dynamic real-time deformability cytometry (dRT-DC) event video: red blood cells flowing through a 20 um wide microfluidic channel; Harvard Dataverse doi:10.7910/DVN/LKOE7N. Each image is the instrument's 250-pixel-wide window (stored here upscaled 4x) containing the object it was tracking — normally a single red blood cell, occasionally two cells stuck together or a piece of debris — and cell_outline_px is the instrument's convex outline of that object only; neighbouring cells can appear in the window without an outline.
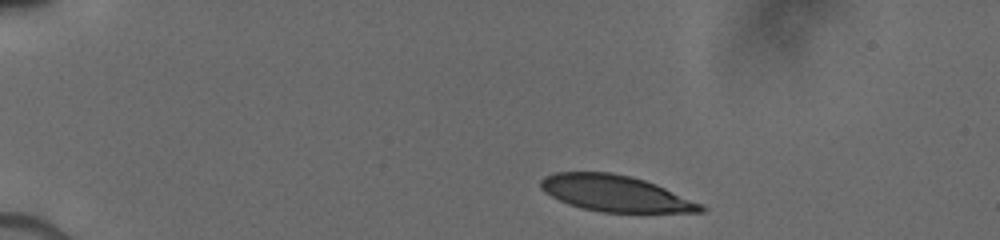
{"species": "human", "species_latin": "Homo sapiens", "temperature_condition": "cold", "stored_images_in_passage": 6, "camera_frame_rate_fps": 3000, "um_per_image_px": 0.085, "donor": {"sex": "male"}, "frame": {"image": 1, "passage_image": 1, "time_ms": 0.0, "image_size_px": [1000, 240], "cell_outline_px": [[708, 208], [704, 212], [600, 212], [580, 208], [568, 204], [544, 192], [540, 188], [540, 180], [544, 176], [556, 172], [612, 172], [632, 176], [656, 184], [704, 204]], "centroid_in_image_um": [52.33, 16.44], "position_along_channel_um": 32.7, "area_um2": 33.99}}
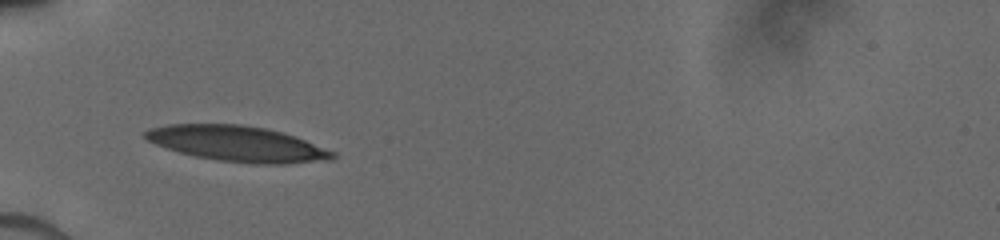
{"frame": {"image": 2, "passage_image": 5, "time_ms": 2.667, "image_size_px": [1000, 240], "cell_outline_px": [[336, 156], [332, 160], [284, 164], [256, 164], [216, 160], [196, 156], [180, 152], [156, 144], [148, 140], [144, 136], [144, 132], [148, 128], [168, 124], [240, 124], [264, 128], [280, 132], [304, 140], [336, 152]], "centroid_in_image_um": [20.18, 12.22], "position_along_channel_um": 64.8, "area_um2": 38.55}}
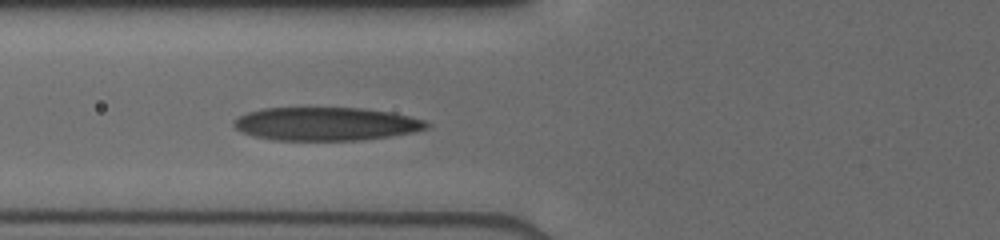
{"frame": {"image": 3, "passage_image": 6, "time_ms": 3.667, "image_size_px": [1000, 240], "cell_outline_px": [[432, 124], [428, 128], [412, 132], [392, 136], [360, 140], [272, 140], [256, 136], [244, 132], [236, 128], [232, 124], [232, 120], [248, 112], [260, 108], [360, 108], [392, 112], [424, 120]], "centroid_in_image_um": [27.72, 10.53], "position_along_channel_um": 98.1, "area_um2": 37.4}}